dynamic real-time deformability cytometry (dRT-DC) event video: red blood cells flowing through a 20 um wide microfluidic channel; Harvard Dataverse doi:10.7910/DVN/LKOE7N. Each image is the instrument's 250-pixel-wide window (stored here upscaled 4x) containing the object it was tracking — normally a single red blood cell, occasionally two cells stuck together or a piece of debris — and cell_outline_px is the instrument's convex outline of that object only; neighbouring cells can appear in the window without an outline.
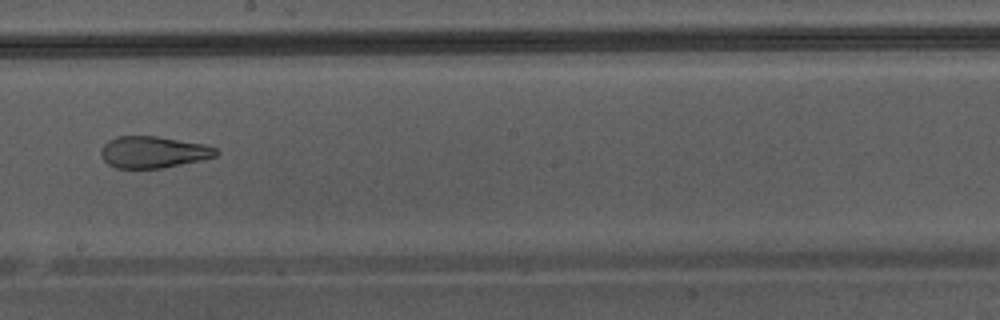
{"species": "Egyptian fruit bat (a non-hibernating species)", "species_latin": "Rousettus aegyptiacus", "temperature_condition": "warm", "stored_images_in_passage": 45, "camera_frame_rate_fps": 3000, "um_per_image_px": 0.085, "animal": {"sex": "male"}, "frame": {"image": 1, "passage_image": 26, "time_ms": 8.333, "image_size_px": [1000, 320], "cell_outline_px": [[220, 152], [216, 156], [200, 160], [164, 168], [116, 168], [108, 164], [100, 156], [100, 152], [104, 144], [108, 140], [116, 136], [156, 136], [204, 144], [216, 148]], "centroid_in_image_um": [13.01, 12.93], "position_along_channel_um": 235.2, "area_um2": 21.27}}